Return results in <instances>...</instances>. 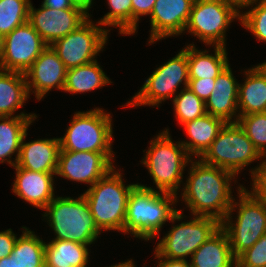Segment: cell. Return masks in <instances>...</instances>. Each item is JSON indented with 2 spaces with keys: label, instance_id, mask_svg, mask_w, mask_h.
I'll return each mask as SVG.
<instances>
[{
  "label": "cell",
  "instance_id": "cell-1",
  "mask_svg": "<svg viewBox=\"0 0 266 267\" xmlns=\"http://www.w3.org/2000/svg\"><path fill=\"white\" fill-rule=\"evenodd\" d=\"M190 164L180 201L185 202L191 216L213 217L222 222L234 201L232 181L235 186L237 176L200 159H192Z\"/></svg>",
  "mask_w": 266,
  "mask_h": 267
},
{
  "label": "cell",
  "instance_id": "cell-2",
  "mask_svg": "<svg viewBox=\"0 0 266 267\" xmlns=\"http://www.w3.org/2000/svg\"><path fill=\"white\" fill-rule=\"evenodd\" d=\"M180 196L158 192L153 187L137 184L127 201L124 234H131L141 240H154L161 228L179 211Z\"/></svg>",
  "mask_w": 266,
  "mask_h": 267
},
{
  "label": "cell",
  "instance_id": "cell-3",
  "mask_svg": "<svg viewBox=\"0 0 266 267\" xmlns=\"http://www.w3.org/2000/svg\"><path fill=\"white\" fill-rule=\"evenodd\" d=\"M152 139L148 149L143 151L145 155L140 163L153 178L156 191L180 195L184 170L193 158L180 141L172 140L169 128L161 130Z\"/></svg>",
  "mask_w": 266,
  "mask_h": 267
},
{
  "label": "cell",
  "instance_id": "cell-4",
  "mask_svg": "<svg viewBox=\"0 0 266 267\" xmlns=\"http://www.w3.org/2000/svg\"><path fill=\"white\" fill-rule=\"evenodd\" d=\"M120 172L115 166L82 193L101 232L117 230L124 233L127 201L130 192L138 183L125 186Z\"/></svg>",
  "mask_w": 266,
  "mask_h": 267
},
{
  "label": "cell",
  "instance_id": "cell-5",
  "mask_svg": "<svg viewBox=\"0 0 266 267\" xmlns=\"http://www.w3.org/2000/svg\"><path fill=\"white\" fill-rule=\"evenodd\" d=\"M42 215L57 240H70L83 245L94 244L101 232L83 194L76 197L56 196Z\"/></svg>",
  "mask_w": 266,
  "mask_h": 267
},
{
  "label": "cell",
  "instance_id": "cell-6",
  "mask_svg": "<svg viewBox=\"0 0 266 267\" xmlns=\"http://www.w3.org/2000/svg\"><path fill=\"white\" fill-rule=\"evenodd\" d=\"M238 185L237 194L239 195L236 196L239 200L236 199V201L234 198L228 214L221 222L236 259L266 233V209L246 187ZM235 210L236 217L233 215Z\"/></svg>",
  "mask_w": 266,
  "mask_h": 267
},
{
  "label": "cell",
  "instance_id": "cell-7",
  "mask_svg": "<svg viewBox=\"0 0 266 267\" xmlns=\"http://www.w3.org/2000/svg\"><path fill=\"white\" fill-rule=\"evenodd\" d=\"M199 159L236 176L249 164L259 160V165L250 170V176H253L266 161L238 123H226Z\"/></svg>",
  "mask_w": 266,
  "mask_h": 267
},
{
  "label": "cell",
  "instance_id": "cell-8",
  "mask_svg": "<svg viewBox=\"0 0 266 267\" xmlns=\"http://www.w3.org/2000/svg\"><path fill=\"white\" fill-rule=\"evenodd\" d=\"M112 122L111 113L100 107L75 112L65 135L59 138L60 150L115 153Z\"/></svg>",
  "mask_w": 266,
  "mask_h": 267
},
{
  "label": "cell",
  "instance_id": "cell-9",
  "mask_svg": "<svg viewBox=\"0 0 266 267\" xmlns=\"http://www.w3.org/2000/svg\"><path fill=\"white\" fill-rule=\"evenodd\" d=\"M189 69L187 60V45L174 57L156 68L145 80L136 94L122 107L157 106L167 99L172 100L179 91L188 87ZM183 84V88L181 87ZM181 89H178L180 88ZM178 90V91H177Z\"/></svg>",
  "mask_w": 266,
  "mask_h": 267
},
{
  "label": "cell",
  "instance_id": "cell-10",
  "mask_svg": "<svg viewBox=\"0 0 266 267\" xmlns=\"http://www.w3.org/2000/svg\"><path fill=\"white\" fill-rule=\"evenodd\" d=\"M185 217L187 216L181 209L170 220L173 224L171 230L165 236L163 235L162 239H159L154 249L161 257L187 260L221 228L219 220L203 216H193L191 220L183 221L178 225L174 224L176 221H182Z\"/></svg>",
  "mask_w": 266,
  "mask_h": 267
},
{
  "label": "cell",
  "instance_id": "cell-11",
  "mask_svg": "<svg viewBox=\"0 0 266 267\" xmlns=\"http://www.w3.org/2000/svg\"><path fill=\"white\" fill-rule=\"evenodd\" d=\"M233 20H241V11L225 0H194L184 34L198 38L204 45L226 47V31Z\"/></svg>",
  "mask_w": 266,
  "mask_h": 267
},
{
  "label": "cell",
  "instance_id": "cell-12",
  "mask_svg": "<svg viewBox=\"0 0 266 267\" xmlns=\"http://www.w3.org/2000/svg\"><path fill=\"white\" fill-rule=\"evenodd\" d=\"M110 31L89 17L76 30L50 46L68 70L95 61L108 42Z\"/></svg>",
  "mask_w": 266,
  "mask_h": 267
},
{
  "label": "cell",
  "instance_id": "cell-13",
  "mask_svg": "<svg viewBox=\"0 0 266 267\" xmlns=\"http://www.w3.org/2000/svg\"><path fill=\"white\" fill-rule=\"evenodd\" d=\"M90 2H78L71 9L54 10L41 5L29 6L28 22L41 36L42 40L51 45L56 40L65 37L76 30L92 15L89 13Z\"/></svg>",
  "mask_w": 266,
  "mask_h": 267
},
{
  "label": "cell",
  "instance_id": "cell-14",
  "mask_svg": "<svg viewBox=\"0 0 266 267\" xmlns=\"http://www.w3.org/2000/svg\"><path fill=\"white\" fill-rule=\"evenodd\" d=\"M47 46L27 21L2 37L0 70L25 74Z\"/></svg>",
  "mask_w": 266,
  "mask_h": 267
},
{
  "label": "cell",
  "instance_id": "cell-15",
  "mask_svg": "<svg viewBox=\"0 0 266 267\" xmlns=\"http://www.w3.org/2000/svg\"><path fill=\"white\" fill-rule=\"evenodd\" d=\"M114 153L60 150L56 174L90 188L114 168Z\"/></svg>",
  "mask_w": 266,
  "mask_h": 267
},
{
  "label": "cell",
  "instance_id": "cell-16",
  "mask_svg": "<svg viewBox=\"0 0 266 267\" xmlns=\"http://www.w3.org/2000/svg\"><path fill=\"white\" fill-rule=\"evenodd\" d=\"M67 69L51 46H47L24 74L29 96L39 101L53 90L63 91Z\"/></svg>",
  "mask_w": 266,
  "mask_h": 267
},
{
  "label": "cell",
  "instance_id": "cell-17",
  "mask_svg": "<svg viewBox=\"0 0 266 267\" xmlns=\"http://www.w3.org/2000/svg\"><path fill=\"white\" fill-rule=\"evenodd\" d=\"M194 0H156L150 15L149 44L184 34Z\"/></svg>",
  "mask_w": 266,
  "mask_h": 267
},
{
  "label": "cell",
  "instance_id": "cell-18",
  "mask_svg": "<svg viewBox=\"0 0 266 267\" xmlns=\"http://www.w3.org/2000/svg\"><path fill=\"white\" fill-rule=\"evenodd\" d=\"M13 168L16 171V178L12 185V192L33 207L44 210L56 197L54 192L56 173L30 171L16 165Z\"/></svg>",
  "mask_w": 266,
  "mask_h": 267
},
{
  "label": "cell",
  "instance_id": "cell-19",
  "mask_svg": "<svg viewBox=\"0 0 266 267\" xmlns=\"http://www.w3.org/2000/svg\"><path fill=\"white\" fill-rule=\"evenodd\" d=\"M230 64L215 79L214 90L205 101L206 113L223 119L226 123H237L239 81L232 73Z\"/></svg>",
  "mask_w": 266,
  "mask_h": 267
},
{
  "label": "cell",
  "instance_id": "cell-20",
  "mask_svg": "<svg viewBox=\"0 0 266 267\" xmlns=\"http://www.w3.org/2000/svg\"><path fill=\"white\" fill-rule=\"evenodd\" d=\"M27 135L28 131L22 139L16 166L30 171L56 173L61 149L59 137L25 142Z\"/></svg>",
  "mask_w": 266,
  "mask_h": 267
},
{
  "label": "cell",
  "instance_id": "cell-21",
  "mask_svg": "<svg viewBox=\"0 0 266 267\" xmlns=\"http://www.w3.org/2000/svg\"><path fill=\"white\" fill-rule=\"evenodd\" d=\"M36 118L35 113L24 112L15 116H0V163L7 162L12 167L16 165L22 139ZM13 155L15 158L12 160Z\"/></svg>",
  "mask_w": 266,
  "mask_h": 267
},
{
  "label": "cell",
  "instance_id": "cell-22",
  "mask_svg": "<svg viewBox=\"0 0 266 267\" xmlns=\"http://www.w3.org/2000/svg\"><path fill=\"white\" fill-rule=\"evenodd\" d=\"M245 81L238 86L239 116L266 112V72L259 64L243 71Z\"/></svg>",
  "mask_w": 266,
  "mask_h": 267
},
{
  "label": "cell",
  "instance_id": "cell-23",
  "mask_svg": "<svg viewBox=\"0 0 266 267\" xmlns=\"http://www.w3.org/2000/svg\"><path fill=\"white\" fill-rule=\"evenodd\" d=\"M225 124L226 122L223 119L206 113L181 126L184 127L190 140H180V143L192 158L199 159L218 136L219 131Z\"/></svg>",
  "mask_w": 266,
  "mask_h": 267
},
{
  "label": "cell",
  "instance_id": "cell-24",
  "mask_svg": "<svg viewBox=\"0 0 266 267\" xmlns=\"http://www.w3.org/2000/svg\"><path fill=\"white\" fill-rule=\"evenodd\" d=\"M187 44L189 79H216L230 64L224 46L213 47V54L208 50H198L195 44Z\"/></svg>",
  "mask_w": 266,
  "mask_h": 267
},
{
  "label": "cell",
  "instance_id": "cell-25",
  "mask_svg": "<svg viewBox=\"0 0 266 267\" xmlns=\"http://www.w3.org/2000/svg\"><path fill=\"white\" fill-rule=\"evenodd\" d=\"M189 260L191 267H234L237 264L229 237L222 227L206 240Z\"/></svg>",
  "mask_w": 266,
  "mask_h": 267
},
{
  "label": "cell",
  "instance_id": "cell-26",
  "mask_svg": "<svg viewBox=\"0 0 266 267\" xmlns=\"http://www.w3.org/2000/svg\"><path fill=\"white\" fill-rule=\"evenodd\" d=\"M90 245L70 240L45 242V267H87Z\"/></svg>",
  "mask_w": 266,
  "mask_h": 267
},
{
  "label": "cell",
  "instance_id": "cell-27",
  "mask_svg": "<svg viewBox=\"0 0 266 267\" xmlns=\"http://www.w3.org/2000/svg\"><path fill=\"white\" fill-rule=\"evenodd\" d=\"M29 98L23 73L0 70V116H14Z\"/></svg>",
  "mask_w": 266,
  "mask_h": 267
},
{
  "label": "cell",
  "instance_id": "cell-28",
  "mask_svg": "<svg viewBox=\"0 0 266 267\" xmlns=\"http://www.w3.org/2000/svg\"><path fill=\"white\" fill-rule=\"evenodd\" d=\"M110 78L105 74L97 60L81 65L66 72L63 91L77 94L86 93L111 84Z\"/></svg>",
  "mask_w": 266,
  "mask_h": 267
},
{
  "label": "cell",
  "instance_id": "cell-29",
  "mask_svg": "<svg viewBox=\"0 0 266 267\" xmlns=\"http://www.w3.org/2000/svg\"><path fill=\"white\" fill-rule=\"evenodd\" d=\"M9 256L16 258L18 267H45V241L24 226Z\"/></svg>",
  "mask_w": 266,
  "mask_h": 267
},
{
  "label": "cell",
  "instance_id": "cell-30",
  "mask_svg": "<svg viewBox=\"0 0 266 267\" xmlns=\"http://www.w3.org/2000/svg\"><path fill=\"white\" fill-rule=\"evenodd\" d=\"M31 0H0V37L28 21Z\"/></svg>",
  "mask_w": 266,
  "mask_h": 267
},
{
  "label": "cell",
  "instance_id": "cell-31",
  "mask_svg": "<svg viewBox=\"0 0 266 267\" xmlns=\"http://www.w3.org/2000/svg\"><path fill=\"white\" fill-rule=\"evenodd\" d=\"M171 101L174 117L180 126L206 114L205 102L188 87L183 88Z\"/></svg>",
  "mask_w": 266,
  "mask_h": 267
},
{
  "label": "cell",
  "instance_id": "cell-32",
  "mask_svg": "<svg viewBox=\"0 0 266 267\" xmlns=\"http://www.w3.org/2000/svg\"><path fill=\"white\" fill-rule=\"evenodd\" d=\"M107 12L98 23L106 28L117 27L119 34L132 35V0H107Z\"/></svg>",
  "mask_w": 266,
  "mask_h": 267
},
{
  "label": "cell",
  "instance_id": "cell-33",
  "mask_svg": "<svg viewBox=\"0 0 266 267\" xmlns=\"http://www.w3.org/2000/svg\"><path fill=\"white\" fill-rule=\"evenodd\" d=\"M243 9L247 11H241V26L248 29L259 42H266V0H254Z\"/></svg>",
  "mask_w": 266,
  "mask_h": 267
},
{
  "label": "cell",
  "instance_id": "cell-34",
  "mask_svg": "<svg viewBox=\"0 0 266 267\" xmlns=\"http://www.w3.org/2000/svg\"><path fill=\"white\" fill-rule=\"evenodd\" d=\"M237 123L266 159V112L239 116Z\"/></svg>",
  "mask_w": 266,
  "mask_h": 267
},
{
  "label": "cell",
  "instance_id": "cell-35",
  "mask_svg": "<svg viewBox=\"0 0 266 267\" xmlns=\"http://www.w3.org/2000/svg\"><path fill=\"white\" fill-rule=\"evenodd\" d=\"M236 260L240 267H266V233Z\"/></svg>",
  "mask_w": 266,
  "mask_h": 267
},
{
  "label": "cell",
  "instance_id": "cell-36",
  "mask_svg": "<svg viewBox=\"0 0 266 267\" xmlns=\"http://www.w3.org/2000/svg\"><path fill=\"white\" fill-rule=\"evenodd\" d=\"M252 184L251 192L254 197L263 205L266 209V161L259 168V170L251 176Z\"/></svg>",
  "mask_w": 266,
  "mask_h": 267
},
{
  "label": "cell",
  "instance_id": "cell-37",
  "mask_svg": "<svg viewBox=\"0 0 266 267\" xmlns=\"http://www.w3.org/2000/svg\"><path fill=\"white\" fill-rule=\"evenodd\" d=\"M155 2L156 0H132V35L137 33L139 19L151 15Z\"/></svg>",
  "mask_w": 266,
  "mask_h": 267
},
{
  "label": "cell",
  "instance_id": "cell-38",
  "mask_svg": "<svg viewBox=\"0 0 266 267\" xmlns=\"http://www.w3.org/2000/svg\"><path fill=\"white\" fill-rule=\"evenodd\" d=\"M215 79H189L188 88L204 102L210 97L214 90Z\"/></svg>",
  "mask_w": 266,
  "mask_h": 267
},
{
  "label": "cell",
  "instance_id": "cell-39",
  "mask_svg": "<svg viewBox=\"0 0 266 267\" xmlns=\"http://www.w3.org/2000/svg\"><path fill=\"white\" fill-rule=\"evenodd\" d=\"M17 236L11 228L0 231V259L12 253Z\"/></svg>",
  "mask_w": 266,
  "mask_h": 267
},
{
  "label": "cell",
  "instance_id": "cell-40",
  "mask_svg": "<svg viewBox=\"0 0 266 267\" xmlns=\"http://www.w3.org/2000/svg\"><path fill=\"white\" fill-rule=\"evenodd\" d=\"M154 253V258L158 260L157 267H191L190 260L169 259L161 257L156 251Z\"/></svg>",
  "mask_w": 266,
  "mask_h": 267
},
{
  "label": "cell",
  "instance_id": "cell-41",
  "mask_svg": "<svg viewBox=\"0 0 266 267\" xmlns=\"http://www.w3.org/2000/svg\"><path fill=\"white\" fill-rule=\"evenodd\" d=\"M78 2V0H43L41 5L54 10H63L73 8Z\"/></svg>",
  "mask_w": 266,
  "mask_h": 267
},
{
  "label": "cell",
  "instance_id": "cell-42",
  "mask_svg": "<svg viewBox=\"0 0 266 267\" xmlns=\"http://www.w3.org/2000/svg\"><path fill=\"white\" fill-rule=\"evenodd\" d=\"M0 267H18L16 258L10 256L0 259Z\"/></svg>",
  "mask_w": 266,
  "mask_h": 267
},
{
  "label": "cell",
  "instance_id": "cell-43",
  "mask_svg": "<svg viewBox=\"0 0 266 267\" xmlns=\"http://www.w3.org/2000/svg\"><path fill=\"white\" fill-rule=\"evenodd\" d=\"M227 2L233 3L236 5L240 10L245 7L246 5L250 4L254 0H225Z\"/></svg>",
  "mask_w": 266,
  "mask_h": 267
},
{
  "label": "cell",
  "instance_id": "cell-44",
  "mask_svg": "<svg viewBox=\"0 0 266 267\" xmlns=\"http://www.w3.org/2000/svg\"><path fill=\"white\" fill-rule=\"evenodd\" d=\"M109 267H137L136 265H135V262H134V260H132V259H128L127 261H125V262H120V263H118V264H115V265H111V266H109Z\"/></svg>",
  "mask_w": 266,
  "mask_h": 267
},
{
  "label": "cell",
  "instance_id": "cell-45",
  "mask_svg": "<svg viewBox=\"0 0 266 267\" xmlns=\"http://www.w3.org/2000/svg\"><path fill=\"white\" fill-rule=\"evenodd\" d=\"M259 65L266 72V61H264L263 63H260Z\"/></svg>",
  "mask_w": 266,
  "mask_h": 267
},
{
  "label": "cell",
  "instance_id": "cell-46",
  "mask_svg": "<svg viewBox=\"0 0 266 267\" xmlns=\"http://www.w3.org/2000/svg\"><path fill=\"white\" fill-rule=\"evenodd\" d=\"M2 38L0 37V53H1Z\"/></svg>",
  "mask_w": 266,
  "mask_h": 267
},
{
  "label": "cell",
  "instance_id": "cell-47",
  "mask_svg": "<svg viewBox=\"0 0 266 267\" xmlns=\"http://www.w3.org/2000/svg\"><path fill=\"white\" fill-rule=\"evenodd\" d=\"M91 3L90 8H92L93 0H88Z\"/></svg>",
  "mask_w": 266,
  "mask_h": 267
},
{
  "label": "cell",
  "instance_id": "cell-48",
  "mask_svg": "<svg viewBox=\"0 0 266 267\" xmlns=\"http://www.w3.org/2000/svg\"><path fill=\"white\" fill-rule=\"evenodd\" d=\"M79 2H89L88 0H78Z\"/></svg>",
  "mask_w": 266,
  "mask_h": 267
}]
</instances>
